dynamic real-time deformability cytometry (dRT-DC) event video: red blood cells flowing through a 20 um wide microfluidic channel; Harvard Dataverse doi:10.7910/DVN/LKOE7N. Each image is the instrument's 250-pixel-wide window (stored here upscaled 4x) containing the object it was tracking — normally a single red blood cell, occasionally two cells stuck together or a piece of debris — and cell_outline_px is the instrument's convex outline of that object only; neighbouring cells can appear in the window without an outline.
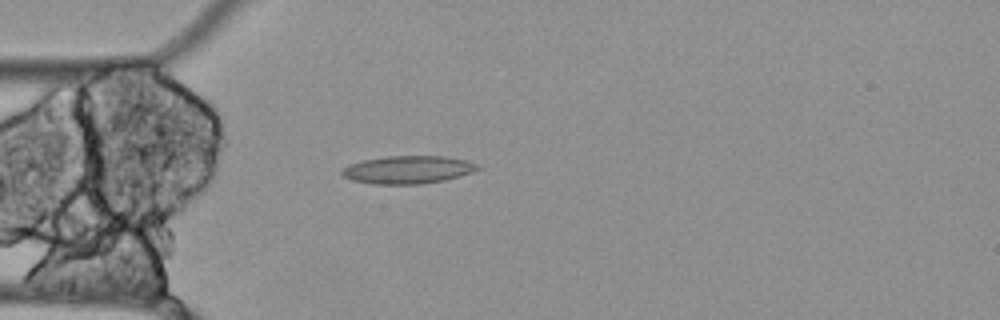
{"species": "Egyptian fruit bat (a non-hibernating species)", "species_latin": "Rousettus aegyptiacus", "temperature_condition": "cold", "stored_images_in_passage": 56, "camera_frame_rate_fps": 3000, "um_per_image_px": 0.085, "animal": {"sex": "female"}, "frame": {"image": 1, "passage_image": 15, "time_ms": 4.667, "image_size_px": [1000, 320], "cell_outline_px": [[480, 168], [472, 172], [460, 176], [444, 180], [420, 184], [372, 184], [352, 180], [344, 176], [340, 172], [348, 164], [360, 160], [388, 156], [444, 156], [468, 160], [480, 164]], "centroid_in_image_um": [34.68, 14.42], "position_along_channel_um": 50.3, "area_um2": 22.2}}
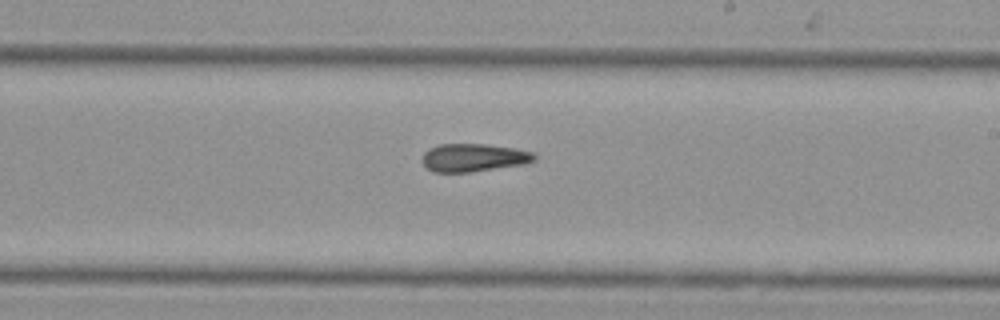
{"frame": {"image": 2, "passage_image": 32, "time_ms": 10.333, "image_size_px": [1000, 320], "cell_outline_px": [[536, 160], [524, 164], [472, 172], [432, 172], [420, 160], [424, 152], [428, 148], [440, 144], [484, 144], [512, 148], [536, 152]], "centroid_in_image_um": [40.25, 13.4], "position_along_channel_um": 248.8, "area_um2": 18.44}}
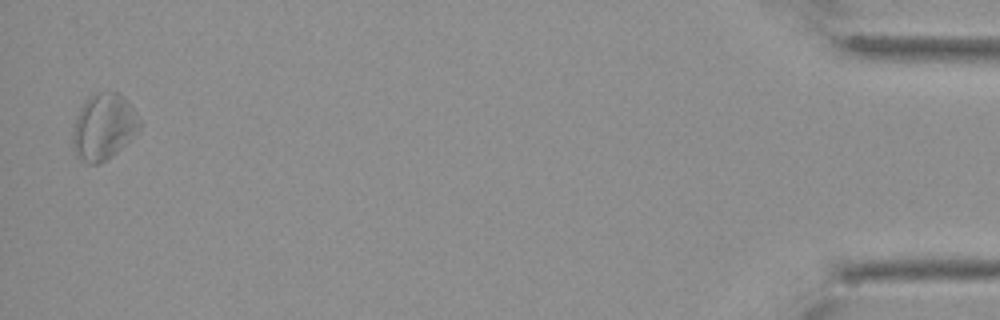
{"frame": {"image": 3, "passage_image": 55, "time_ms": 18.0, "image_size_px": [1000, 320], "cell_outline_px": [[140, 128], [136, 136], [132, 140], [100, 164], [88, 164], [80, 160], [76, 156], [72, 144], [72, 132], [76, 116], [80, 108], [88, 96], [92, 92], [116, 92], [136, 112], [140, 120]], "centroid_in_image_um": [8.79, 10.8], "position_along_channel_um": 426.4, "area_um2": 25.95}, "authors_computed_cell_mechanics": {"area_um2": 20.5768, "velocity_mm_per_s": 3.4683, "shape_relaxation_time_tau1_ms": null, "shape_relaxation_time_tau2_ms": 6.1631, "deformation_change_tau1": null, "deformation_change_tau2": 0.1675}}